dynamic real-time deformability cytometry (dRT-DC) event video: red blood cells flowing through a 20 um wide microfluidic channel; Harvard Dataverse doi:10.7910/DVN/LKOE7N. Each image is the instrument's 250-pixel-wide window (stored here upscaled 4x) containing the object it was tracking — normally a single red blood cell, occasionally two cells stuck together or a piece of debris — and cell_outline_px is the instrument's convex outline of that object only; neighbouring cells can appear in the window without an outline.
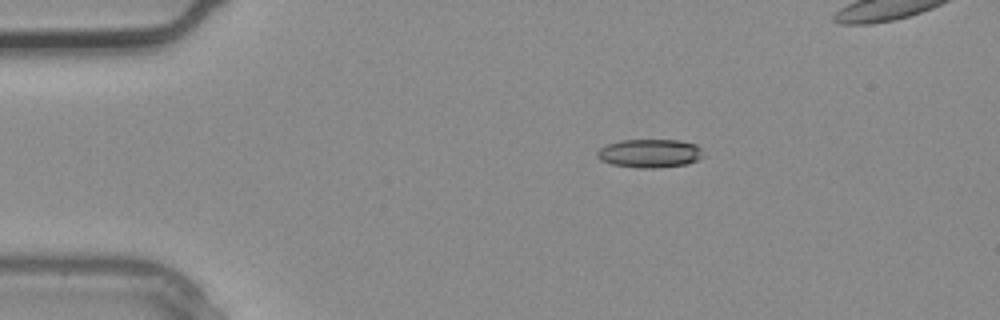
{"species": "common noctule bat (a hibernating species)", "species_latin": "Nyctalus noctula", "temperature_condition": "warm", "stored_images_in_passage": 2, "camera_frame_rate_fps": 3000, "um_per_image_px": 0.085, "animal": {"sex": "male", "body_mass_g": 20.4}, "frame": {"image": 1, "passage_image": 1, "time_ms": 0.0, "image_size_px": [1000, 320], "cell_outline_px": [[704, 156], [688, 164], [656, 168], [640, 168], [612, 164], [600, 160], [596, 156], [596, 152], [600, 148], [608, 144], [620, 140], [676, 140], [696, 144], [700, 148]], "centroid_in_image_um": [55.22, 13.04], "position_along_channel_um": 29.8, "area_um2": 17.63}}